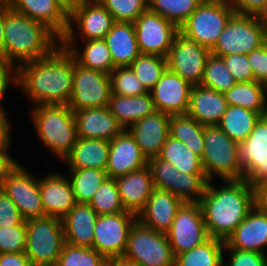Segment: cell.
Here are the masks:
<instances>
[{
	"instance_id": "1",
	"label": "cell",
	"mask_w": 267,
	"mask_h": 266,
	"mask_svg": "<svg viewBox=\"0 0 267 266\" xmlns=\"http://www.w3.org/2000/svg\"><path fill=\"white\" fill-rule=\"evenodd\" d=\"M73 73L74 57L60 44L49 55L20 66L16 86L34 106L67 105Z\"/></svg>"
},
{
	"instance_id": "2",
	"label": "cell",
	"mask_w": 267,
	"mask_h": 266,
	"mask_svg": "<svg viewBox=\"0 0 267 266\" xmlns=\"http://www.w3.org/2000/svg\"><path fill=\"white\" fill-rule=\"evenodd\" d=\"M213 182L208 181L199 204L210 238L226 241L255 206V189L245 179L226 180L220 188Z\"/></svg>"
},
{
	"instance_id": "3",
	"label": "cell",
	"mask_w": 267,
	"mask_h": 266,
	"mask_svg": "<svg viewBox=\"0 0 267 266\" xmlns=\"http://www.w3.org/2000/svg\"><path fill=\"white\" fill-rule=\"evenodd\" d=\"M60 38L45 24L9 10L5 15L2 56L17 70L49 55Z\"/></svg>"
},
{
	"instance_id": "4",
	"label": "cell",
	"mask_w": 267,
	"mask_h": 266,
	"mask_svg": "<svg viewBox=\"0 0 267 266\" xmlns=\"http://www.w3.org/2000/svg\"><path fill=\"white\" fill-rule=\"evenodd\" d=\"M31 114L42 144L64 162L77 140L74 111L68 105H37Z\"/></svg>"
},
{
	"instance_id": "5",
	"label": "cell",
	"mask_w": 267,
	"mask_h": 266,
	"mask_svg": "<svg viewBox=\"0 0 267 266\" xmlns=\"http://www.w3.org/2000/svg\"><path fill=\"white\" fill-rule=\"evenodd\" d=\"M239 144L224 133L218 125H204V152L201 158L209 181L242 180L243 167L239 163Z\"/></svg>"
},
{
	"instance_id": "6",
	"label": "cell",
	"mask_w": 267,
	"mask_h": 266,
	"mask_svg": "<svg viewBox=\"0 0 267 266\" xmlns=\"http://www.w3.org/2000/svg\"><path fill=\"white\" fill-rule=\"evenodd\" d=\"M64 243L61 219L45 216L26 220L24 253L33 266H56Z\"/></svg>"
},
{
	"instance_id": "7",
	"label": "cell",
	"mask_w": 267,
	"mask_h": 266,
	"mask_svg": "<svg viewBox=\"0 0 267 266\" xmlns=\"http://www.w3.org/2000/svg\"><path fill=\"white\" fill-rule=\"evenodd\" d=\"M267 41V19L234 13L211 53L218 57L248 54Z\"/></svg>"
},
{
	"instance_id": "8",
	"label": "cell",
	"mask_w": 267,
	"mask_h": 266,
	"mask_svg": "<svg viewBox=\"0 0 267 266\" xmlns=\"http://www.w3.org/2000/svg\"><path fill=\"white\" fill-rule=\"evenodd\" d=\"M234 13L231 2L203 0L181 25L179 32L211 50Z\"/></svg>"
},
{
	"instance_id": "9",
	"label": "cell",
	"mask_w": 267,
	"mask_h": 266,
	"mask_svg": "<svg viewBox=\"0 0 267 266\" xmlns=\"http://www.w3.org/2000/svg\"><path fill=\"white\" fill-rule=\"evenodd\" d=\"M123 257L141 266H174L175 256L167 235L138 220L131 227Z\"/></svg>"
},
{
	"instance_id": "10",
	"label": "cell",
	"mask_w": 267,
	"mask_h": 266,
	"mask_svg": "<svg viewBox=\"0 0 267 266\" xmlns=\"http://www.w3.org/2000/svg\"><path fill=\"white\" fill-rule=\"evenodd\" d=\"M109 74L78 64L74 59L72 93L68 106L73 110L107 107L110 103Z\"/></svg>"
},
{
	"instance_id": "11",
	"label": "cell",
	"mask_w": 267,
	"mask_h": 266,
	"mask_svg": "<svg viewBox=\"0 0 267 266\" xmlns=\"http://www.w3.org/2000/svg\"><path fill=\"white\" fill-rule=\"evenodd\" d=\"M19 163L4 177L0 188L15 203L25 221L45 217L39 178Z\"/></svg>"
},
{
	"instance_id": "12",
	"label": "cell",
	"mask_w": 267,
	"mask_h": 266,
	"mask_svg": "<svg viewBox=\"0 0 267 266\" xmlns=\"http://www.w3.org/2000/svg\"><path fill=\"white\" fill-rule=\"evenodd\" d=\"M165 234L174 256L190 251L209 240L200 204L184 202Z\"/></svg>"
},
{
	"instance_id": "13",
	"label": "cell",
	"mask_w": 267,
	"mask_h": 266,
	"mask_svg": "<svg viewBox=\"0 0 267 266\" xmlns=\"http://www.w3.org/2000/svg\"><path fill=\"white\" fill-rule=\"evenodd\" d=\"M211 50L178 32L168 52L167 69L185 79L192 86L200 85L206 60Z\"/></svg>"
},
{
	"instance_id": "14",
	"label": "cell",
	"mask_w": 267,
	"mask_h": 266,
	"mask_svg": "<svg viewBox=\"0 0 267 266\" xmlns=\"http://www.w3.org/2000/svg\"><path fill=\"white\" fill-rule=\"evenodd\" d=\"M137 215L131 212L99 215L94 227L93 249L106 259L123 256Z\"/></svg>"
},
{
	"instance_id": "15",
	"label": "cell",
	"mask_w": 267,
	"mask_h": 266,
	"mask_svg": "<svg viewBox=\"0 0 267 266\" xmlns=\"http://www.w3.org/2000/svg\"><path fill=\"white\" fill-rule=\"evenodd\" d=\"M114 23L113 16L98 0H82L77 10L68 18V28L60 42H76L78 37L82 41L103 39ZM75 29L81 37L76 36L78 34Z\"/></svg>"
},
{
	"instance_id": "16",
	"label": "cell",
	"mask_w": 267,
	"mask_h": 266,
	"mask_svg": "<svg viewBox=\"0 0 267 266\" xmlns=\"http://www.w3.org/2000/svg\"><path fill=\"white\" fill-rule=\"evenodd\" d=\"M138 48L141 54L166 57L179 28L149 9L134 22Z\"/></svg>"
},
{
	"instance_id": "17",
	"label": "cell",
	"mask_w": 267,
	"mask_h": 266,
	"mask_svg": "<svg viewBox=\"0 0 267 266\" xmlns=\"http://www.w3.org/2000/svg\"><path fill=\"white\" fill-rule=\"evenodd\" d=\"M192 85L169 69L149 91L156 111L168 115L187 114Z\"/></svg>"
},
{
	"instance_id": "18",
	"label": "cell",
	"mask_w": 267,
	"mask_h": 266,
	"mask_svg": "<svg viewBox=\"0 0 267 266\" xmlns=\"http://www.w3.org/2000/svg\"><path fill=\"white\" fill-rule=\"evenodd\" d=\"M148 164L134 136L124 129L110 141L106 173L109 178L116 179L132 171L139 170Z\"/></svg>"
},
{
	"instance_id": "19",
	"label": "cell",
	"mask_w": 267,
	"mask_h": 266,
	"mask_svg": "<svg viewBox=\"0 0 267 266\" xmlns=\"http://www.w3.org/2000/svg\"><path fill=\"white\" fill-rule=\"evenodd\" d=\"M267 212L256 205L226 239L224 249L253 251L266 254Z\"/></svg>"
},
{
	"instance_id": "20",
	"label": "cell",
	"mask_w": 267,
	"mask_h": 266,
	"mask_svg": "<svg viewBox=\"0 0 267 266\" xmlns=\"http://www.w3.org/2000/svg\"><path fill=\"white\" fill-rule=\"evenodd\" d=\"M67 175L47 174L39 179V189L45 216L63 219L76 205L73 188Z\"/></svg>"
},
{
	"instance_id": "21",
	"label": "cell",
	"mask_w": 267,
	"mask_h": 266,
	"mask_svg": "<svg viewBox=\"0 0 267 266\" xmlns=\"http://www.w3.org/2000/svg\"><path fill=\"white\" fill-rule=\"evenodd\" d=\"M169 120L170 115L155 111L128 129L147 160L160 155L163 145L170 136Z\"/></svg>"
},
{
	"instance_id": "22",
	"label": "cell",
	"mask_w": 267,
	"mask_h": 266,
	"mask_svg": "<svg viewBox=\"0 0 267 266\" xmlns=\"http://www.w3.org/2000/svg\"><path fill=\"white\" fill-rule=\"evenodd\" d=\"M77 137L111 141L124 128L107 107H94L74 111Z\"/></svg>"
},
{
	"instance_id": "23",
	"label": "cell",
	"mask_w": 267,
	"mask_h": 266,
	"mask_svg": "<svg viewBox=\"0 0 267 266\" xmlns=\"http://www.w3.org/2000/svg\"><path fill=\"white\" fill-rule=\"evenodd\" d=\"M184 202L167 190L154 188L137 220L145 227L166 233Z\"/></svg>"
},
{
	"instance_id": "24",
	"label": "cell",
	"mask_w": 267,
	"mask_h": 266,
	"mask_svg": "<svg viewBox=\"0 0 267 266\" xmlns=\"http://www.w3.org/2000/svg\"><path fill=\"white\" fill-rule=\"evenodd\" d=\"M124 209L138 215L154 190L148 165L115 179Z\"/></svg>"
},
{
	"instance_id": "25",
	"label": "cell",
	"mask_w": 267,
	"mask_h": 266,
	"mask_svg": "<svg viewBox=\"0 0 267 266\" xmlns=\"http://www.w3.org/2000/svg\"><path fill=\"white\" fill-rule=\"evenodd\" d=\"M98 216L89 204L76 203L62 219L65 242L93 248L94 227Z\"/></svg>"
},
{
	"instance_id": "26",
	"label": "cell",
	"mask_w": 267,
	"mask_h": 266,
	"mask_svg": "<svg viewBox=\"0 0 267 266\" xmlns=\"http://www.w3.org/2000/svg\"><path fill=\"white\" fill-rule=\"evenodd\" d=\"M227 106L223 93L195 85L191 90L187 114L202 125H217Z\"/></svg>"
},
{
	"instance_id": "27",
	"label": "cell",
	"mask_w": 267,
	"mask_h": 266,
	"mask_svg": "<svg viewBox=\"0 0 267 266\" xmlns=\"http://www.w3.org/2000/svg\"><path fill=\"white\" fill-rule=\"evenodd\" d=\"M10 9L45 24L59 38L68 28V17L56 0H12Z\"/></svg>"
},
{
	"instance_id": "28",
	"label": "cell",
	"mask_w": 267,
	"mask_h": 266,
	"mask_svg": "<svg viewBox=\"0 0 267 266\" xmlns=\"http://www.w3.org/2000/svg\"><path fill=\"white\" fill-rule=\"evenodd\" d=\"M239 163L246 181L267 161V114L261 116L246 140L239 143Z\"/></svg>"
},
{
	"instance_id": "29",
	"label": "cell",
	"mask_w": 267,
	"mask_h": 266,
	"mask_svg": "<svg viewBox=\"0 0 267 266\" xmlns=\"http://www.w3.org/2000/svg\"><path fill=\"white\" fill-rule=\"evenodd\" d=\"M103 39L115 67L129 66L141 54L132 22H115Z\"/></svg>"
},
{
	"instance_id": "30",
	"label": "cell",
	"mask_w": 267,
	"mask_h": 266,
	"mask_svg": "<svg viewBox=\"0 0 267 266\" xmlns=\"http://www.w3.org/2000/svg\"><path fill=\"white\" fill-rule=\"evenodd\" d=\"M110 141L77 137L72 152L65 158L69 169L105 170L108 163Z\"/></svg>"
},
{
	"instance_id": "31",
	"label": "cell",
	"mask_w": 267,
	"mask_h": 266,
	"mask_svg": "<svg viewBox=\"0 0 267 266\" xmlns=\"http://www.w3.org/2000/svg\"><path fill=\"white\" fill-rule=\"evenodd\" d=\"M109 108L124 129L156 111L149 91L137 96L111 94Z\"/></svg>"
},
{
	"instance_id": "32",
	"label": "cell",
	"mask_w": 267,
	"mask_h": 266,
	"mask_svg": "<svg viewBox=\"0 0 267 266\" xmlns=\"http://www.w3.org/2000/svg\"><path fill=\"white\" fill-rule=\"evenodd\" d=\"M83 49L80 51L77 42H60L75 61L87 68L110 74L115 68L110 50L104 39L88 40L83 42Z\"/></svg>"
},
{
	"instance_id": "33",
	"label": "cell",
	"mask_w": 267,
	"mask_h": 266,
	"mask_svg": "<svg viewBox=\"0 0 267 266\" xmlns=\"http://www.w3.org/2000/svg\"><path fill=\"white\" fill-rule=\"evenodd\" d=\"M223 94L228 105L241 106L258 112L261 116L267 114V87L262 83H236Z\"/></svg>"
},
{
	"instance_id": "34",
	"label": "cell",
	"mask_w": 267,
	"mask_h": 266,
	"mask_svg": "<svg viewBox=\"0 0 267 266\" xmlns=\"http://www.w3.org/2000/svg\"><path fill=\"white\" fill-rule=\"evenodd\" d=\"M260 117L261 115L253 110L228 105L217 125L239 144L248 138Z\"/></svg>"
},
{
	"instance_id": "35",
	"label": "cell",
	"mask_w": 267,
	"mask_h": 266,
	"mask_svg": "<svg viewBox=\"0 0 267 266\" xmlns=\"http://www.w3.org/2000/svg\"><path fill=\"white\" fill-rule=\"evenodd\" d=\"M169 135L183 142L202 158L204 152V125L188 114L170 115Z\"/></svg>"
},
{
	"instance_id": "36",
	"label": "cell",
	"mask_w": 267,
	"mask_h": 266,
	"mask_svg": "<svg viewBox=\"0 0 267 266\" xmlns=\"http://www.w3.org/2000/svg\"><path fill=\"white\" fill-rule=\"evenodd\" d=\"M159 157L169 162L179 172L205 174L201 157L191 151L183 142L171 136L163 145Z\"/></svg>"
},
{
	"instance_id": "37",
	"label": "cell",
	"mask_w": 267,
	"mask_h": 266,
	"mask_svg": "<svg viewBox=\"0 0 267 266\" xmlns=\"http://www.w3.org/2000/svg\"><path fill=\"white\" fill-rule=\"evenodd\" d=\"M225 241L210 238L190 251L175 256L174 266H223Z\"/></svg>"
},
{
	"instance_id": "38",
	"label": "cell",
	"mask_w": 267,
	"mask_h": 266,
	"mask_svg": "<svg viewBox=\"0 0 267 266\" xmlns=\"http://www.w3.org/2000/svg\"><path fill=\"white\" fill-rule=\"evenodd\" d=\"M69 179L76 203L89 204L102 182L108 178L106 170L70 169Z\"/></svg>"
},
{
	"instance_id": "39",
	"label": "cell",
	"mask_w": 267,
	"mask_h": 266,
	"mask_svg": "<svg viewBox=\"0 0 267 266\" xmlns=\"http://www.w3.org/2000/svg\"><path fill=\"white\" fill-rule=\"evenodd\" d=\"M202 2L203 0H148V9L180 28Z\"/></svg>"
},
{
	"instance_id": "40",
	"label": "cell",
	"mask_w": 267,
	"mask_h": 266,
	"mask_svg": "<svg viewBox=\"0 0 267 266\" xmlns=\"http://www.w3.org/2000/svg\"><path fill=\"white\" fill-rule=\"evenodd\" d=\"M129 67L145 89L150 91L166 71L167 59L154 54H140Z\"/></svg>"
},
{
	"instance_id": "41",
	"label": "cell",
	"mask_w": 267,
	"mask_h": 266,
	"mask_svg": "<svg viewBox=\"0 0 267 266\" xmlns=\"http://www.w3.org/2000/svg\"><path fill=\"white\" fill-rule=\"evenodd\" d=\"M205 174H189L175 170L172 194L186 203H199L207 187Z\"/></svg>"
},
{
	"instance_id": "42",
	"label": "cell",
	"mask_w": 267,
	"mask_h": 266,
	"mask_svg": "<svg viewBox=\"0 0 267 266\" xmlns=\"http://www.w3.org/2000/svg\"><path fill=\"white\" fill-rule=\"evenodd\" d=\"M236 83L222 58L211 53L206 60L204 75L200 85L220 93H225Z\"/></svg>"
},
{
	"instance_id": "43",
	"label": "cell",
	"mask_w": 267,
	"mask_h": 266,
	"mask_svg": "<svg viewBox=\"0 0 267 266\" xmlns=\"http://www.w3.org/2000/svg\"><path fill=\"white\" fill-rule=\"evenodd\" d=\"M89 205L98 215L128 212L124 209L115 179L109 177L99 186Z\"/></svg>"
},
{
	"instance_id": "44",
	"label": "cell",
	"mask_w": 267,
	"mask_h": 266,
	"mask_svg": "<svg viewBox=\"0 0 267 266\" xmlns=\"http://www.w3.org/2000/svg\"><path fill=\"white\" fill-rule=\"evenodd\" d=\"M107 259L93 248L64 243L56 266H106Z\"/></svg>"
},
{
	"instance_id": "45",
	"label": "cell",
	"mask_w": 267,
	"mask_h": 266,
	"mask_svg": "<svg viewBox=\"0 0 267 266\" xmlns=\"http://www.w3.org/2000/svg\"><path fill=\"white\" fill-rule=\"evenodd\" d=\"M109 76L111 94L137 96L148 92L129 66L115 67Z\"/></svg>"
},
{
	"instance_id": "46",
	"label": "cell",
	"mask_w": 267,
	"mask_h": 266,
	"mask_svg": "<svg viewBox=\"0 0 267 266\" xmlns=\"http://www.w3.org/2000/svg\"><path fill=\"white\" fill-rule=\"evenodd\" d=\"M113 16L115 22H132L146 10L148 0H98Z\"/></svg>"
},
{
	"instance_id": "47",
	"label": "cell",
	"mask_w": 267,
	"mask_h": 266,
	"mask_svg": "<svg viewBox=\"0 0 267 266\" xmlns=\"http://www.w3.org/2000/svg\"><path fill=\"white\" fill-rule=\"evenodd\" d=\"M26 221L13 227H0V254L25 252Z\"/></svg>"
},
{
	"instance_id": "48",
	"label": "cell",
	"mask_w": 267,
	"mask_h": 266,
	"mask_svg": "<svg viewBox=\"0 0 267 266\" xmlns=\"http://www.w3.org/2000/svg\"><path fill=\"white\" fill-rule=\"evenodd\" d=\"M147 165L151 170L154 187L167 190L172 193L175 170L177 169L169 162L161 159L159 156L148 159Z\"/></svg>"
},
{
	"instance_id": "49",
	"label": "cell",
	"mask_w": 267,
	"mask_h": 266,
	"mask_svg": "<svg viewBox=\"0 0 267 266\" xmlns=\"http://www.w3.org/2000/svg\"><path fill=\"white\" fill-rule=\"evenodd\" d=\"M221 58L237 83L254 81L247 54H230Z\"/></svg>"
},
{
	"instance_id": "50",
	"label": "cell",
	"mask_w": 267,
	"mask_h": 266,
	"mask_svg": "<svg viewBox=\"0 0 267 266\" xmlns=\"http://www.w3.org/2000/svg\"><path fill=\"white\" fill-rule=\"evenodd\" d=\"M227 251L229 252L227 257L228 262L224 261L223 253V266H267L266 254L253 251L224 249V252Z\"/></svg>"
},
{
	"instance_id": "51",
	"label": "cell",
	"mask_w": 267,
	"mask_h": 266,
	"mask_svg": "<svg viewBox=\"0 0 267 266\" xmlns=\"http://www.w3.org/2000/svg\"><path fill=\"white\" fill-rule=\"evenodd\" d=\"M252 67L254 81L267 84V41L247 54Z\"/></svg>"
},
{
	"instance_id": "52",
	"label": "cell",
	"mask_w": 267,
	"mask_h": 266,
	"mask_svg": "<svg viewBox=\"0 0 267 266\" xmlns=\"http://www.w3.org/2000/svg\"><path fill=\"white\" fill-rule=\"evenodd\" d=\"M24 221L15 203L0 188V227H13Z\"/></svg>"
},
{
	"instance_id": "53",
	"label": "cell",
	"mask_w": 267,
	"mask_h": 266,
	"mask_svg": "<svg viewBox=\"0 0 267 266\" xmlns=\"http://www.w3.org/2000/svg\"><path fill=\"white\" fill-rule=\"evenodd\" d=\"M235 13L267 19V0H231Z\"/></svg>"
},
{
	"instance_id": "54",
	"label": "cell",
	"mask_w": 267,
	"mask_h": 266,
	"mask_svg": "<svg viewBox=\"0 0 267 266\" xmlns=\"http://www.w3.org/2000/svg\"><path fill=\"white\" fill-rule=\"evenodd\" d=\"M17 81V70L3 57L0 55V110H4L2 103L4 95L8 90V85L11 84L16 86Z\"/></svg>"
},
{
	"instance_id": "55",
	"label": "cell",
	"mask_w": 267,
	"mask_h": 266,
	"mask_svg": "<svg viewBox=\"0 0 267 266\" xmlns=\"http://www.w3.org/2000/svg\"><path fill=\"white\" fill-rule=\"evenodd\" d=\"M0 266H33L24 252L1 253Z\"/></svg>"
},
{
	"instance_id": "56",
	"label": "cell",
	"mask_w": 267,
	"mask_h": 266,
	"mask_svg": "<svg viewBox=\"0 0 267 266\" xmlns=\"http://www.w3.org/2000/svg\"><path fill=\"white\" fill-rule=\"evenodd\" d=\"M8 120L5 110H0V150H9L11 145V130Z\"/></svg>"
},
{
	"instance_id": "57",
	"label": "cell",
	"mask_w": 267,
	"mask_h": 266,
	"mask_svg": "<svg viewBox=\"0 0 267 266\" xmlns=\"http://www.w3.org/2000/svg\"><path fill=\"white\" fill-rule=\"evenodd\" d=\"M17 164L18 162L8 153V150H0V183Z\"/></svg>"
},
{
	"instance_id": "58",
	"label": "cell",
	"mask_w": 267,
	"mask_h": 266,
	"mask_svg": "<svg viewBox=\"0 0 267 266\" xmlns=\"http://www.w3.org/2000/svg\"><path fill=\"white\" fill-rule=\"evenodd\" d=\"M255 205L267 212V181L258 184L255 188Z\"/></svg>"
},
{
	"instance_id": "59",
	"label": "cell",
	"mask_w": 267,
	"mask_h": 266,
	"mask_svg": "<svg viewBox=\"0 0 267 266\" xmlns=\"http://www.w3.org/2000/svg\"><path fill=\"white\" fill-rule=\"evenodd\" d=\"M82 0H56L57 6L69 18L80 6Z\"/></svg>"
},
{
	"instance_id": "60",
	"label": "cell",
	"mask_w": 267,
	"mask_h": 266,
	"mask_svg": "<svg viewBox=\"0 0 267 266\" xmlns=\"http://www.w3.org/2000/svg\"><path fill=\"white\" fill-rule=\"evenodd\" d=\"M247 181L253 188L267 181V161Z\"/></svg>"
},
{
	"instance_id": "61",
	"label": "cell",
	"mask_w": 267,
	"mask_h": 266,
	"mask_svg": "<svg viewBox=\"0 0 267 266\" xmlns=\"http://www.w3.org/2000/svg\"><path fill=\"white\" fill-rule=\"evenodd\" d=\"M106 266H141L137 262L126 259L125 257H115L107 259Z\"/></svg>"
},
{
	"instance_id": "62",
	"label": "cell",
	"mask_w": 267,
	"mask_h": 266,
	"mask_svg": "<svg viewBox=\"0 0 267 266\" xmlns=\"http://www.w3.org/2000/svg\"><path fill=\"white\" fill-rule=\"evenodd\" d=\"M10 10V6L0 4V55L2 56V46L4 39V21L5 15Z\"/></svg>"
},
{
	"instance_id": "63",
	"label": "cell",
	"mask_w": 267,
	"mask_h": 266,
	"mask_svg": "<svg viewBox=\"0 0 267 266\" xmlns=\"http://www.w3.org/2000/svg\"><path fill=\"white\" fill-rule=\"evenodd\" d=\"M12 0H0V4L6 5V6H10Z\"/></svg>"
}]
</instances>
